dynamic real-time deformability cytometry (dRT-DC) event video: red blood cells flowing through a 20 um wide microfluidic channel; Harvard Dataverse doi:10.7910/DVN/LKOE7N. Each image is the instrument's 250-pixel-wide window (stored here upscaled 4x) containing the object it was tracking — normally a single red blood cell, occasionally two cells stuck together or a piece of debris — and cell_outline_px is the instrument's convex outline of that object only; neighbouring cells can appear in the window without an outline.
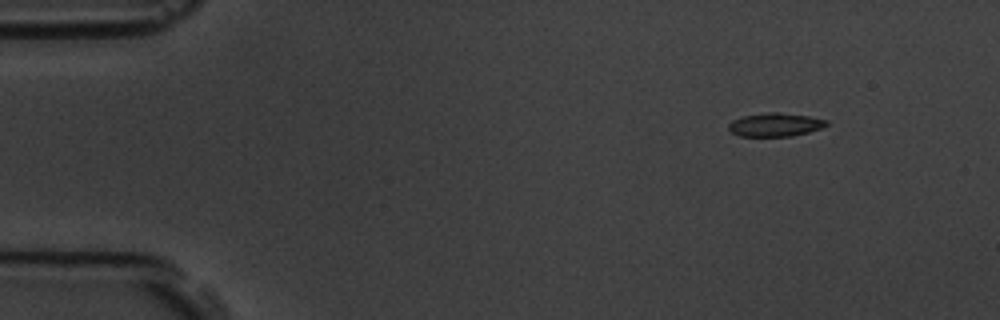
{"species": "common noctule bat (a hibernating species)", "species_latin": "Nyctalus noctula", "temperature_condition": "room temperature", "stored_images_in_passage": 6, "segment_of_instrument_passage": [2, 2], "camera_frame_rate_fps": 3000, "um_per_image_px": 0.085, "animal": {"sex": "male", "body_mass_g": 19.5, "forearm_length_mm": 54.6}, "frame": {"image": 1, "passage_image": 6, "time_ms": 6.667, "image_size_px": [1000, 320], "cell_outline_px": [[828, 124], [820, 128], [808, 132], [792, 136], [740, 136], [732, 132], [728, 128], [728, 124], [732, 120], [744, 116], [768, 112], [776, 112], [808, 116], [828, 120]], "centroid_in_image_um": [65.88, 10.6], "position_along_channel_um": 19.1, "area_um2": 13.24}}